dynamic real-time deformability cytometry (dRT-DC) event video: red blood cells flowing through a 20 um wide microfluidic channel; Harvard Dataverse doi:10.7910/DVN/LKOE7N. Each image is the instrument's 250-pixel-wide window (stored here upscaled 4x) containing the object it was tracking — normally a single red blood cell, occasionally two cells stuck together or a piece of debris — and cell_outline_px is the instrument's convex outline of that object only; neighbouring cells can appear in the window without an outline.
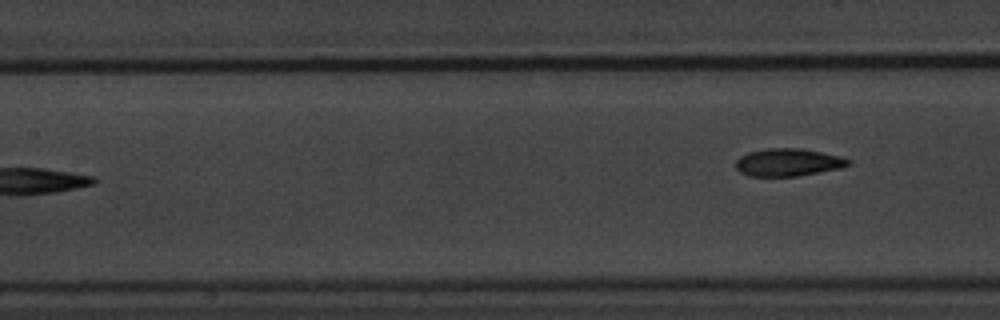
{"species": "common noctule bat (a hibernating species)", "species_latin": "Nyctalus noctula", "temperature_condition": "warm", "stored_images_in_passage": 4, "camera_frame_rate_fps": 3000, "um_per_image_px": 0.085, "animal": {"sex": "male", "body_mass_g": 20.1, "forearm_length_mm": 53.5}, "frame": {"image": 1, "passage_image": 4, "time_ms": 4.0, "image_size_px": [1000, 320], "cell_outline_px": [[852, 164], [840, 168], [796, 176], [748, 176], [740, 172], [736, 168], [736, 160], [740, 156], [748, 152], [768, 148], [800, 148], [840, 156], [852, 160]], "centroid_in_image_um": [66.98, 13.8], "position_along_channel_um": 140.4, "area_um2": 18.09}}